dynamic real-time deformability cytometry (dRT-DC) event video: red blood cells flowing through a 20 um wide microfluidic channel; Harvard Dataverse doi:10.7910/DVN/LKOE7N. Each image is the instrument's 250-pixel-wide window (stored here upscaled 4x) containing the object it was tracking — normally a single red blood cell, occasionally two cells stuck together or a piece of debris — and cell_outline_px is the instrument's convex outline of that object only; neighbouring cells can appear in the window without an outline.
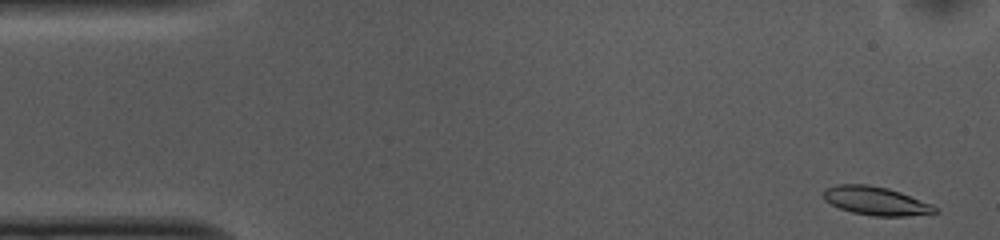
{"species": "common noctule bat (a hibernating species)", "species_latin": "Nyctalus noctula", "temperature_condition": "cold", "stored_images_in_passage": 52, "camera_frame_rate_fps": 3000, "um_per_image_px": 0.085, "animal": {"sex": "female", "body_mass_g": 10.0, "forearm_length_mm": 53.1}, "frame": {"image": 1, "passage_image": 1, "time_ms": 0.0, "image_size_px": [1000, 240], "cell_outline_px": [[940, 212], [908, 216], [872, 216], [852, 212], [840, 208], [824, 200], [824, 188], [836, 184], [868, 184], [888, 188], [900, 192], [932, 204]], "centroid_in_image_um": [74.44, 17.07], "position_along_channel_um": 10.6, "area_um2": 18.55}}
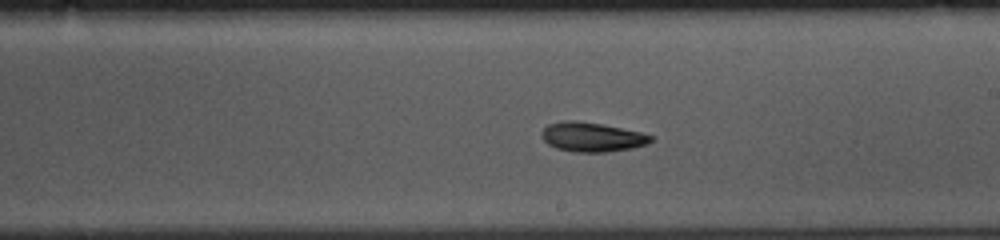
{"frame": {"image": 2, "passage_image": 28, "time_ms": 9.0, "image_size_px": [1000, 240], "cell_outline_px": [[652, 140], [648, 144], [632, 148], [608, 152], [572, 152], [556, 148], [548, 144], [540, 136], [540, 132], [548, 124], [564, 120], [576, 120], [604, 124], [640, 132], [652, 136]], "centroid_in_image_um": [50.29, 11.64], "position_along_channel_um": 238.7, "area_um2": 18.9}}
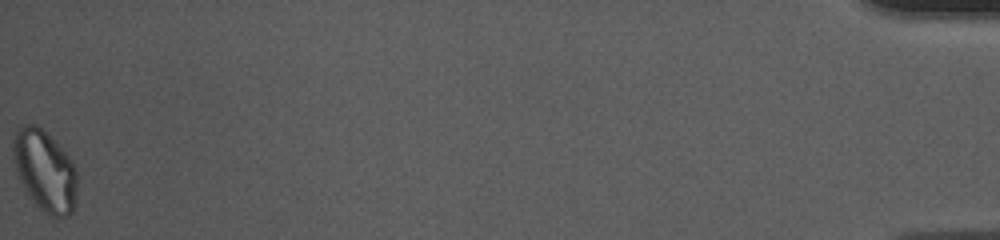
{"frame": {"image": 3, "passage_image": 52, "time_ms": 17.0, "image_size_px": [1000, 240], "cell_outline_px": [[76, 204], [72, 212], [68, 216], [60, 220], [56, 220], [44, 212], [28, 196], [16, 172], [12, 160], [12, 140], [16, 132], [24, 124], [36, 124], [76, 164]], "centroid_in_image_um": [3.81, 14.58], "position_along_channel_um": 431.4, "area_um2": 30.52}, "authors_computed_cell_mechanics": {"area_um2": 18.785, "velocity_mm_per_s": 3.7078, "shape_relaxation_time_tau1_ms": 3.6444, "shape_relaxation_time_tau2_ms": null, "deformation_change_tau1": 0.1205, "deformation_change_tau2": null}}